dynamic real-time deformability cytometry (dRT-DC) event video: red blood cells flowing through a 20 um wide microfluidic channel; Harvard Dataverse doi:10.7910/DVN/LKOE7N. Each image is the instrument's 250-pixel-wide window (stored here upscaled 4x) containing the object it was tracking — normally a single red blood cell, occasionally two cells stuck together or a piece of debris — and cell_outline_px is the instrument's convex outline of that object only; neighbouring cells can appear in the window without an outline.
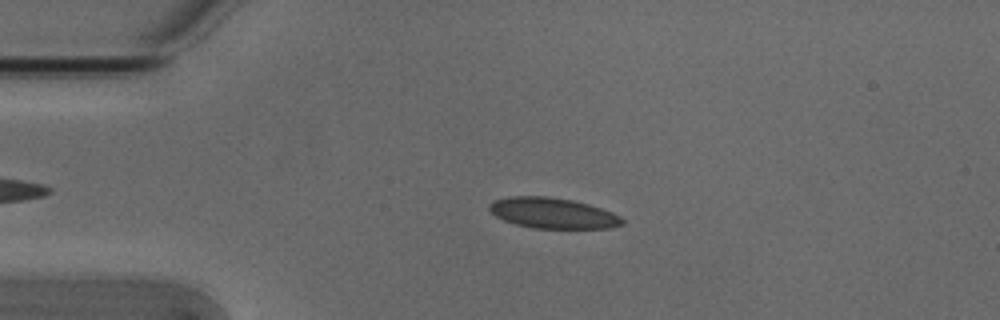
{"species": "Egyptian fruit bat (a non-hibernating species)", "species_latin": "Rousettus aegyptiacus", "temperature_condition": "cold", "stored_images_in_passage": 51, "camera_frame_rate_fps": 3000, "um_per_image_px": 0.085, "animal": {"sex": "male"}, "frame": {"image": 1, "passage_image": 9, "time_ms": 2.667, "image_size_px": [1000, 320], "cell_outline_px": [[624, 224], [612, 228], [532, 228], [516, 224], [504, 220], [496, 216], [488, 208], [488, 204], [492, 200], [508, 196], [548, 196], [572, 200], [588, 204], [612, 212], [620, 216], [624, 220]], "centroid_in_image_um": [46.97, 18.11], "position_along_channel_um": 38.0, "area_um2": 23.81}}
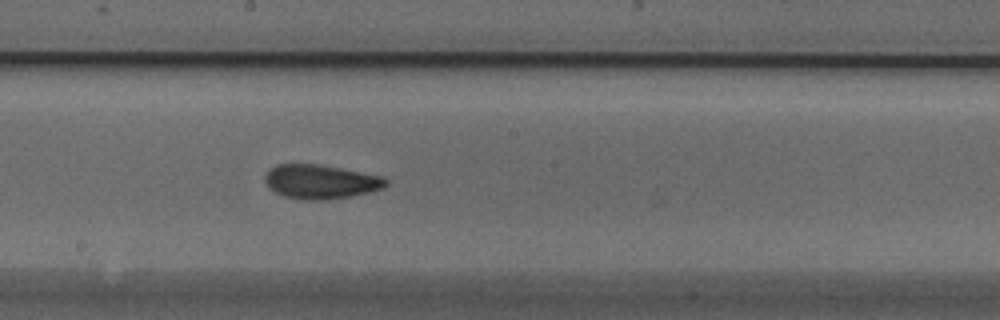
{"frame": {"image": 2, "passage_image": 26, "time_ms": 8.333, "image_size_px": [1000, 320], "cell_outline_px": [[388, 184], [384, 188], [352, 196], [328, 200], [304, 200], [284, 196], [268, 188], [264, 180], [264, 176], [276, 164], [316, 164], [340, 168], [384, 176], [388, 180]], "centroid_in_image_um": [27.27, 15.45], "position_along_channel_um": 220.9, "area_um2": 24.16}}
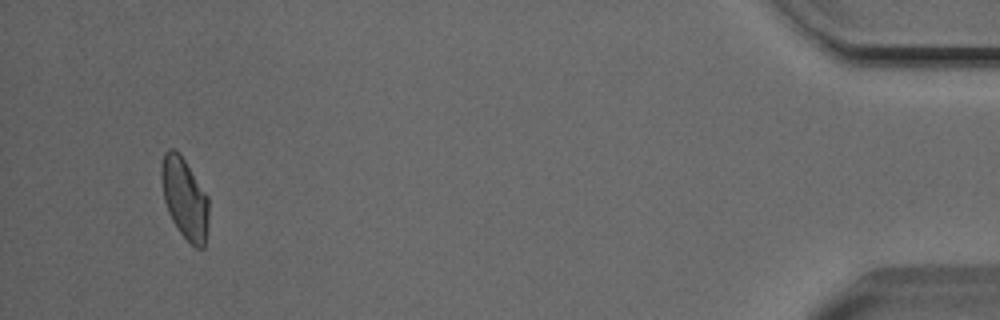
{"frame": {"image": 3, "passage_image": 48, "time_ms": 15.667, "image_size_px": [1000, 320], "cell_outline_px": [[208, 228], [204, 248], [196, 248], [176, 228], [168, 212], [164, 200], [160, 176], [160, 168], [164, 152], [168, 148], [172, 148], [180, 152], [208, 196]], "centroid_in_image_um": [15.69, 16.83], "position_along_channel_um": 419.5, "area_um2": 22.6}, "authors_computed_cell_mechanics": {"area_um2": 23.1778, "velocity_mm_per_s": 3.7958, "shape_relaxation_time_tau1_ms": 5.0092, "shape_relaxation_time_tau2_ms": 2.1153, "deformation_change_tau1": 0.1122, "deformation_change_tau2": 0.0663}}